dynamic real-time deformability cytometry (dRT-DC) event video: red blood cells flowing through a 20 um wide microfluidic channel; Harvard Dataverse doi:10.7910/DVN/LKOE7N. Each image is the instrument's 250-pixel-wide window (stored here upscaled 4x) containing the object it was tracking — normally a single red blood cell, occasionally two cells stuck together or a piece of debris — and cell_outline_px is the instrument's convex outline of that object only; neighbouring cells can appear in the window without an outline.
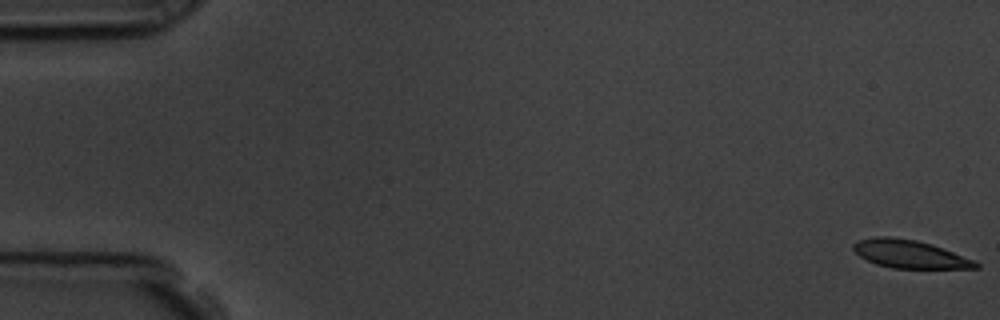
{"species": "common noctule bat (a hibernating species)", "species_latin": "Nyctalus noctula", "temperature_condition": "room temperature", "stored_images_in_passage": 58, "camera_frame_rate_fps": 3000, "um_per_image_px": 0.085, "animal": {"sex": "male", "body_mass_g": 19.5, "forearm_length_mm": 54.6}, "frame": {"image": 1, "passage_image": 1, "time_ms": 0.0, "image_size_px": [1000, 320], "cell_outline_px": [[980, 268], [892, 268], [876, 264], [860, 256], [852, 248], [852, 244], [856, 240], [876, 236], [892, 236], [916, 240], [932, 244], [976, 260], [980, 264]], "centroid_in_image_um": [77.33, 21.58], "position_along_channel_um": 7.7, "area_um2": 20.17}}
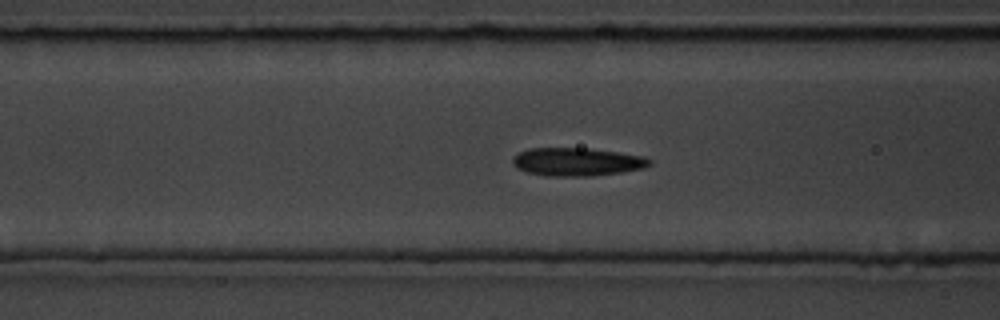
{"frame": {"image": 2, "passage_image": 23, "time_ms": 7.333, "image_size_px": [1000, 320], "cell_outline_px": [[652, 164], [644, 168], [620, 172], [588, 176], [544, 176], [528, 172], [516, 168], [512, 164], [512, 160], [520, 152], [528, 148], [588, 148], [644, 156], [652, 160]], "centroid_in_image_um": [49.04, 13.75], "position_along_channel_um": 117.6, "area_um2": 22.43}}
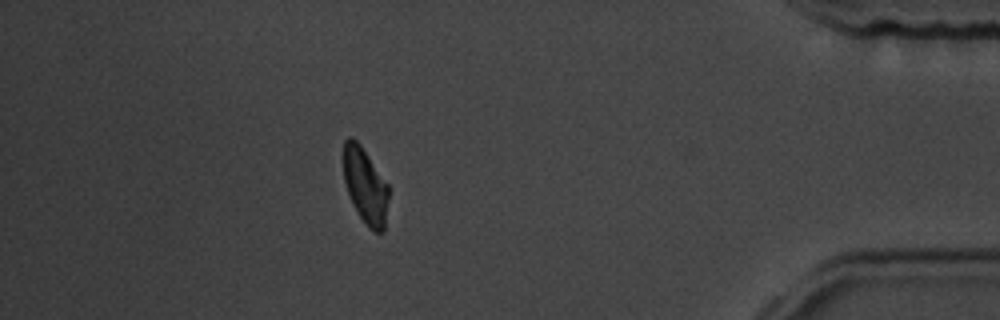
{"frame": {"image": 3, "passage_image": 51, "time_ms": 16.667, "image_size_px": [1000, 320], "cell_outline_px": [[388, 200], [384, 232], [376, 232], [368, 228], [356, 212], [348, 192], [344, 180], [344, 140], [348, 136], [352, 136], [360, 144], [388, 184]], "centroid_in_image_um": [31.05, 15.8], "position_along_channel_um": 404.1, "area_um2": 19.88}, "authors_computed_cell_mechanics": {"area_um2": 21.5883, "velocity_mm_per_s": 3.5573, "shape_relaxation_time_tau1_ms": 7.2579, "shape_relaxation_time_tau2_ms": 2.5129, "deformation_change_tau1": 0.1437, "deformation_change_tau2": 0.071}}